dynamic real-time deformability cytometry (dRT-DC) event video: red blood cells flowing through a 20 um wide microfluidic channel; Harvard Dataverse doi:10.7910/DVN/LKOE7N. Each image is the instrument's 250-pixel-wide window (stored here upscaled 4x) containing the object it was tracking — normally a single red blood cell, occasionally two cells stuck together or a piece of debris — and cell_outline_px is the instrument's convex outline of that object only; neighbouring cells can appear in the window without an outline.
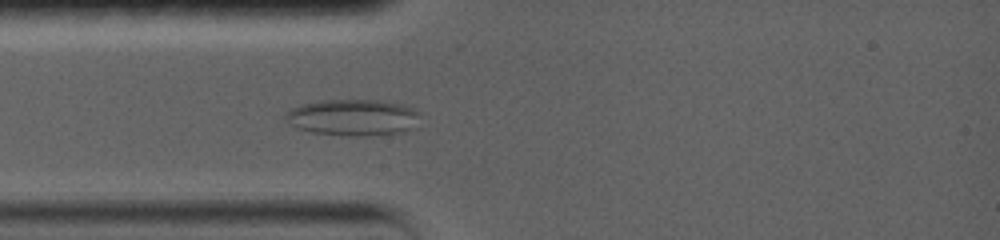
{"species": "common noctule bat (a hibernating species)", "species_latin": "Nyctalus noctula", "temperature_condition": "warm", "stored_images_in_passage": 21, "camera_frame_rate_fps": 5000, "um_per_image_px": 0.085, "animal": {"sex": "female", "body_mass_g": 19.0, "forearm_length_mm": 56.7}, "frame": {"image": 1, "passage_image": 8, "time_ms": 3.4, "image_size_px": [1000, 240], "cell_outline_px": [[416, 112], [412, 128], [400, 132], [364, 136], [348, 136], [312, 132], [296, 128], [288, 124], [284, 120], [284, 116], [288, 108], [300, 104], [324, 100], [380, 100], [400, 104], [412, 108]], "centroid_in_image_um": [29.85, 9.98], "position_along_channel_um": 55.2, "area_um2": 28.32}}
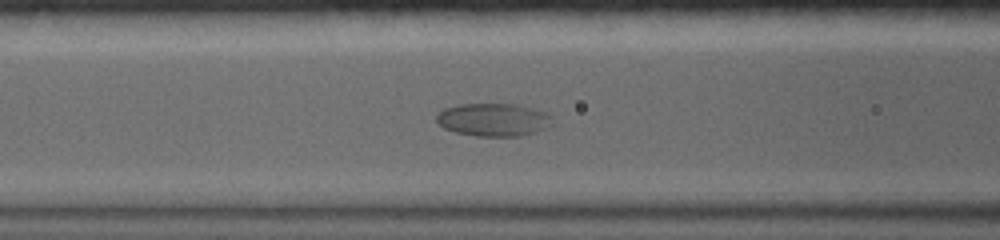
{"frame": {"image": 2, "passage_image": 12, "time_ms": 5.4, "image_size_px": [1000, 240], "cell_outline_px": [[556, 124], [548, 128], [536, 132], [520, 136], [476, 136], [452, 132], [444, 128], [436, 120], [436, 116], [444, 108], [460, 104], [516, 104], [532, 108], [544, 112], [552, 116]], "centroid_in_image_um": [41.99, 10.19], "position_along_channel_um": 124.6, "area_um2": 22.54}}
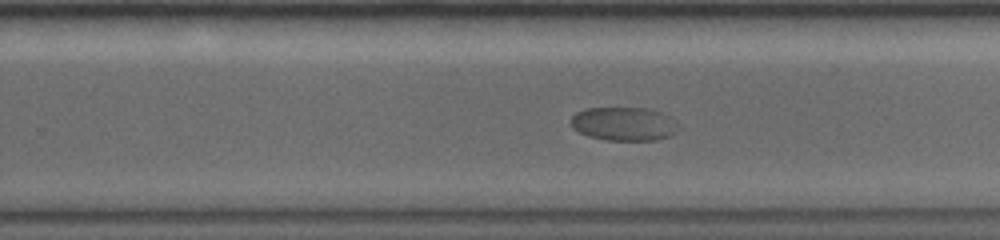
{"frame": {"image": 3, "passage_image": 21, "time_ms": 9.8, "image_size_px": [1000, 240], "cell_outline_px": [[680, 128], [676, 132], [668, 136], [656, 140], [604, 140], [588, 136], [572, 128], [568, 120], [576, 112], [584, 108], [648, 108], [660, 112], [676, 120], [680, 124]], "centroid_in_image_um": [53.02, 10.52], "position_along_channel_um": 276.8, "area_um2": 21.39}}